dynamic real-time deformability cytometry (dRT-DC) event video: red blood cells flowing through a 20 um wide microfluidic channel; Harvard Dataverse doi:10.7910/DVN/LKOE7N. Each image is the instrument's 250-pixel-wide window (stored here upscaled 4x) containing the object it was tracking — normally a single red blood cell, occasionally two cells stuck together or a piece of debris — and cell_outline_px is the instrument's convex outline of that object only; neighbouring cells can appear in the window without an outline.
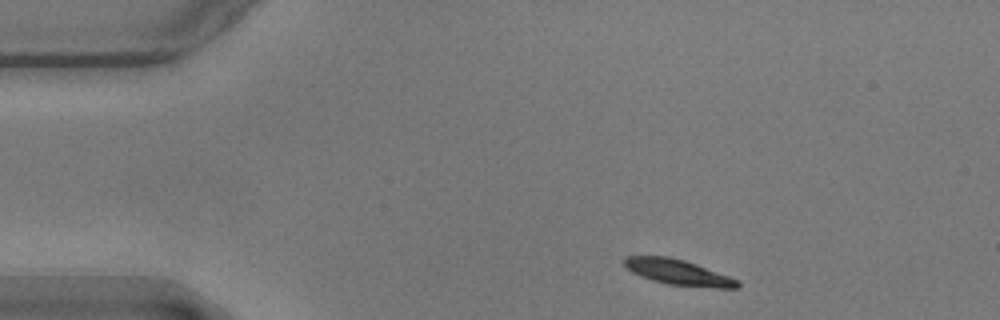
{"species": "common noctule bat (a hibernating species)", "species_latin": "Nyctalus noctula", "temperature_condition": "warm", "stored_images_in_passage": 49, "camera_frame_rate_fps": 3000, "um_per_image_px": 0.085, "animal": {"sex": "male", "body_mass_g": 17.9}, "frame": {"image": 1, "passage_image": 1, "time_ms": 0.0, "image_size_px": [1000, 320], "cell_outline_px": [[740, 288], [716, 288], [668, 284], [652, 280], [640, 276], [632, 272], [624, 264], [624, 256], [668, 256], [684, 260], [696, 264], [728, 276], [736, 280], [740, 284]], "centroid_in_image_um": [57.62, 23.14], "position_along_channel_um": 27.4, "area_um2": 16.59}}
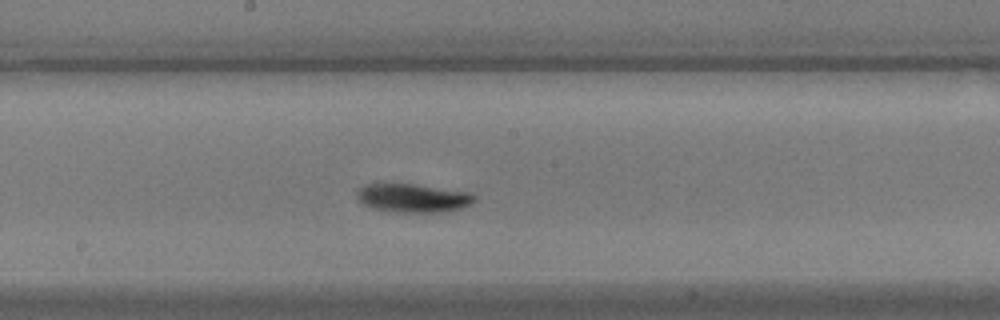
{"frame": {"image": 2, "passage_image": 22, "time_ms": 7.0, "image_size_px": [1000, 320], "cell_outline_px": [[476, 200], [472, 204], [460, 208], [444, 212], [400, 212], [372, 208], [364, 204], [356, 196], [356, 192], [360, 188], [368, 184], [416, 184], [472, 192], [476, 196]], "centroid_in_image_um": [35.17, 16.82], "position_along_channel_um": 213.0, "area_um2": 19.59}}
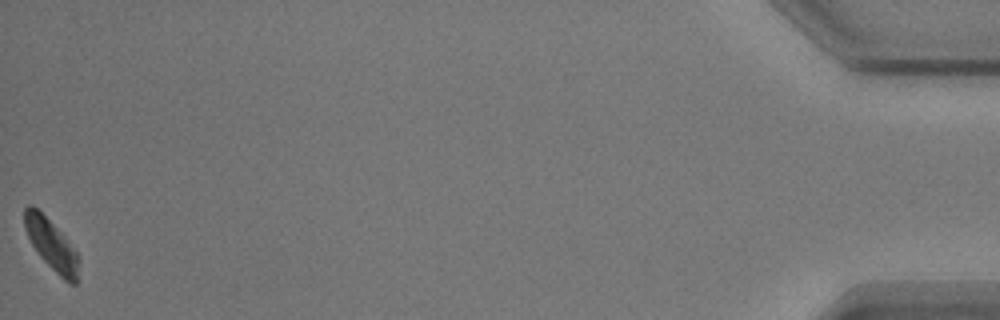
{"frame": {"image": 3, "passage_image": 49, "time_ms": 16.0, "image_size_px": [1000, 320], "cell_outline_px": [[76, 284], [72, 284], [64, 280], [40, 256], [32, 244], [24, 228], [24, 208], [28, 204], [32, 204], [64, 236], [76, 252]], "centroid_in_image_um": [4.3, 20.75], "position_along_channel_um": 430.9, "area_um2": 15.2}, "authors_computed_cell_mechanics": {"area_um2": 18.0336, "velocity_mm_per_s": 3.5099, "shape_relaxation_time_tau1_ms": 2.2317, "shape_relaxation_time_tau2_ms": null, "deformation_change_tau1": 0.1015, "deformation_change_tau2": null}}